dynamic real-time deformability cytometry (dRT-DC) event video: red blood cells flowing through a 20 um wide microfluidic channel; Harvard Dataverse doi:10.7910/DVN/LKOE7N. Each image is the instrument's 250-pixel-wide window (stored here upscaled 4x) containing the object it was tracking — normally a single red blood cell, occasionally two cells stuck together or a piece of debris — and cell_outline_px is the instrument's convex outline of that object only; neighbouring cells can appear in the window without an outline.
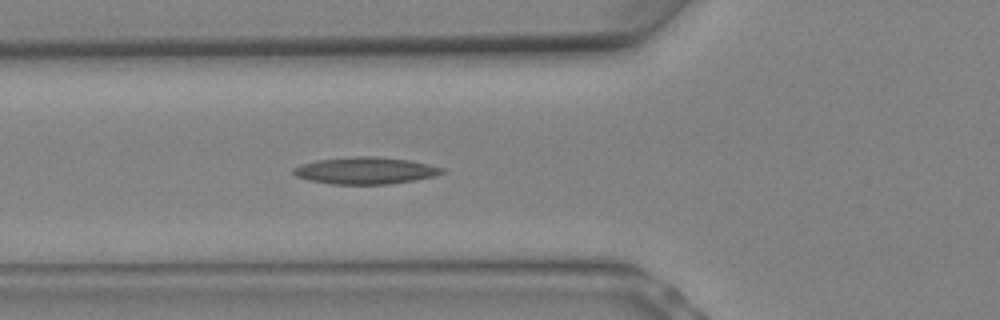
{"species": "Egyptian fruit bat (a non-hibernating species)", "species_latin": "Rousettus aegyptiacus", "temperature_condition": "warm", "stored_images_in_passage": 8, "camera_frame_rate_fps": 3000, "um_per_image_px": 0.085, "animal": {"sex": "female"}, "frame": {"image": 1, "passage_image": 8, "time_ms": 2.333, "image_size_px": [1000, 320], "cell_outline_px": [[444, 172], [436, 176], [416, 180], [388, 184], [332, 184], [308, 180], [296, 176], [292, 172], [292, 168], [300, 164], [316, 160], [352, 156], [376, 156], [412, 160], [444, 168]], "centroid_in_image_um": [31.06, 14.49], "position_along_channel_um": 94.7, "area_um2": 23.58}}